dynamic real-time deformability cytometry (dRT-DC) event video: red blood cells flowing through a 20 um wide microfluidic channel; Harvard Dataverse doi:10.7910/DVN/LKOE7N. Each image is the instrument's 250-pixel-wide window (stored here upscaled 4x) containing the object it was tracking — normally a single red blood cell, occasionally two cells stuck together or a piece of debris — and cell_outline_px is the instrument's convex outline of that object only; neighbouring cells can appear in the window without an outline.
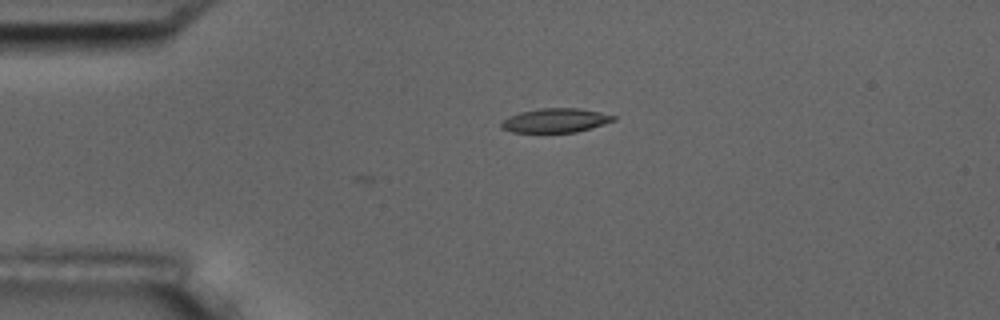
{"species": "common noctule bat (a hibernating species)", "species_latin": "Nyctalus noctula", "temperature_condition": "room temperature", "stored_images_in_passage": 4, "camera_frame_rate_fps": 3000, "um_per_image_px": 0.085, "animal": {"sex": "male", "body_mass_g": 17.5, "forearm_length_mm": 52.3}, "frame": {"image": 1, "passage_image": 3, "time_ms": 3.333, "image_size_px": [1000, 320], "cell_outline_px": [[616, 120], [592, 128], [576, 132], [512, 132], [500, 128], [500, 124], [504, 120], [520, 112], [540, 108], [580, 108], [600, 112], [616, 116]], "centroid_in_image_um": [47.25, 10.23], "position_along_channel_um": 37.8, "area_um2": 15.72}}